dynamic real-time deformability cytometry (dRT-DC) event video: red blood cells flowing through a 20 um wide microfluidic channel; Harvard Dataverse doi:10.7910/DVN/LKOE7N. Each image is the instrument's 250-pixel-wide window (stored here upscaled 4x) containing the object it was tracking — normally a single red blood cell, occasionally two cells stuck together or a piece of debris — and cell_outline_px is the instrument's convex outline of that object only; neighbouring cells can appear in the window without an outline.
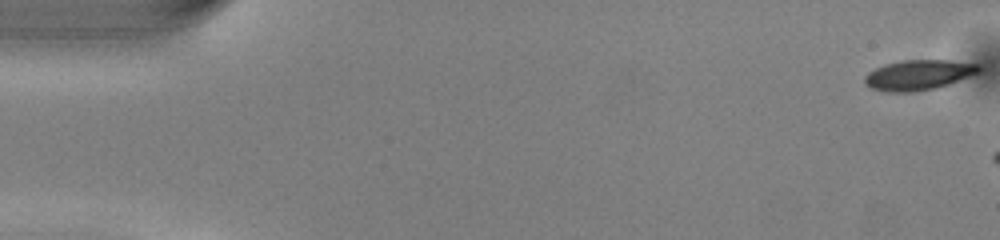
{"species": "common noctule bat (a hibernating species)", "species_latin": "Nyctalus noctula", "temperature_condition": "warm", "stored_images_in_passage": 6, "camera_frame_rate_fps": 3000, "um_per_image_px": 0.085, "animal": {"sex": "male", "body_mass_g": 13.0, "forearm_length_mm": 53.1}, "frame": {"image": 1, "passage_image": 1, "time_ms": 0.0, "image_size_px": [1000, 240], "cell_outline_px": [[980, 72], [972, 76], [936, 88], [912, 92], [884, 92], [872, 88], [864, 84], [864, 76], [868, 72], [884, 64], [904, 60], [948, 60], [980, 64]], "centroid_in_image_um": [78.07, 6.37], "position_along_channel_um": 6.9, "area_um2": 20.23}}